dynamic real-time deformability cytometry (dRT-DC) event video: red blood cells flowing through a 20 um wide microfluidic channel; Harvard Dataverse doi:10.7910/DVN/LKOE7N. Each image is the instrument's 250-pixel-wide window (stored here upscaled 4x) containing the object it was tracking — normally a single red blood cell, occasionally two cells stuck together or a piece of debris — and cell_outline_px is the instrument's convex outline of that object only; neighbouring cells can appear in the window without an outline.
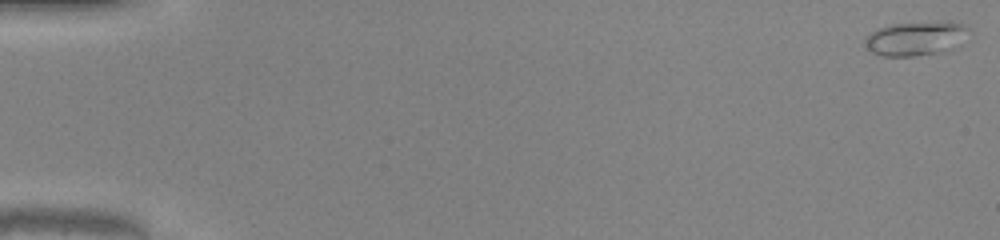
{"species": "common noctule bat (a hibernating species)", "species_latin": "Nyctalus noctula", "temperature_condition": "warm", "stored_images_in_passage": 46, "camera_frame_rate_fps": 3000, "um_per_image_px": 0.085, "animal": {"sex": "male", "body_mass_g": 20.0, "forearm_length_mm": 53.3}, "frame": {"image": 1, "passage_image": 1, "time_ms": 0.0, "image_size_px": [1000, 240], "cell_outline_px": [[968, 28], [960, 44], [936, 52], [916, 56], [884, 56], [868, 52], [864, 48], [864, 36], [880, 28], [892, 24], [944, 20], [952, 20], [964, 24]], "centroid_in_image_um": [77.77, 3.24], "position_along_channel_um": 7.2, "area_um2": 20.81}}
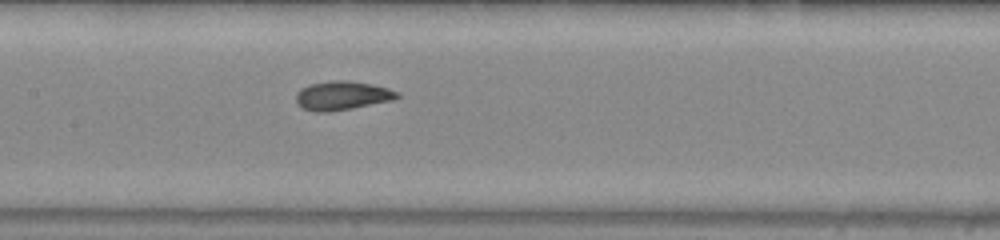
{"frame": {"image": 2, "passage_image": 26, "time_ms": 8.333, "image_size_px": [1000, 240], "cell_outline_px": [[400, 96], [392, 100], [352, 108], [328, 112], [316, 112], [304, 108], [296, 104], [296, 92], [300, 88], [308, 84], [332, 80], [348, 80], [372, 84], [388, 88], [396, 92]], "centroid_in_image_um": [29.03, 8.11], "position_along_channel_um": 178.4, "area_um2": 17.05}}
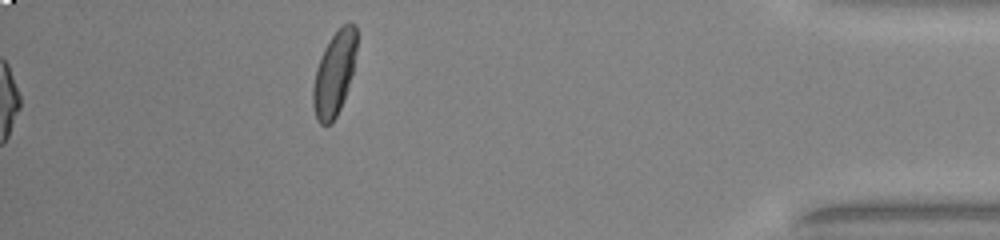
{"frame": {"image": 3, "passage_image": 46, "time_ms": 15.0, "image_size_px": [1000, 240], "cell_outline_px": [[356, 48], [352, 72], [348, 88], [340, 108], [336, 116], [328, 124], [320, 124], [316, 120], [312, 104], [312, 88], [316, 68], [324, 48], [332, 36], [344, 24], [356, 24]], "centroid_in_image_um": [28.38, 6.29], "position_along_channel_um": 406.8, "area_um2": 21.1}}